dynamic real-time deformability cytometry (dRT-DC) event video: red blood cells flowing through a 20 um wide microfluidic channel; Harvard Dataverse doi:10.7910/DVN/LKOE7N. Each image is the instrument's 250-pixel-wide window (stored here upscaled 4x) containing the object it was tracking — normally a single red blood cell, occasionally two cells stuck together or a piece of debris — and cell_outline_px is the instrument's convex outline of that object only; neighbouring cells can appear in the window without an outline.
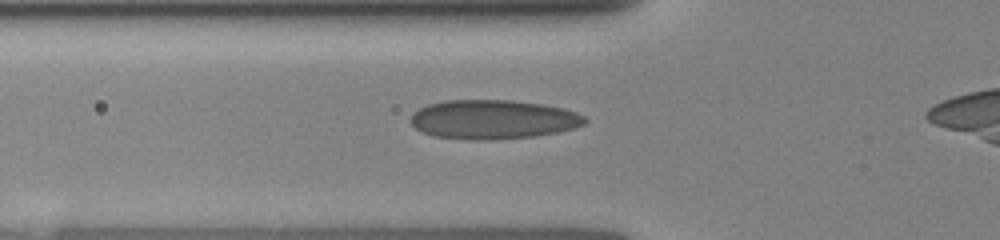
{"species": "human", "species_latin": "Homo sapiens", "temperature_condition": "room temperature", "stored_images_in_passage": 3, "camera_frame_rate_fps": 3000, "um_per_image_px": 0.085, "donor": {"sex": "female"}, "frame": {"image": 1, "passage_image": 3, "time_ms": 1.667, "image_size_px": [1000, 240], "cell_outline_px": [[588, 120], [584, 124], [572, 128], [556, 132], [536, 136], [492, 140], [468, 140], [436, 136], [420, 132], [412, 124], [412, 116], [420, 108], [428, 104], [444, 100], [512, 100], [540, 104], [564, 108], [576, 112], [584, 116]], "centroid_in_image_um": [41.92, 10.15], "position_along_channel_um": 83.9, "area_um2": 39.71}}